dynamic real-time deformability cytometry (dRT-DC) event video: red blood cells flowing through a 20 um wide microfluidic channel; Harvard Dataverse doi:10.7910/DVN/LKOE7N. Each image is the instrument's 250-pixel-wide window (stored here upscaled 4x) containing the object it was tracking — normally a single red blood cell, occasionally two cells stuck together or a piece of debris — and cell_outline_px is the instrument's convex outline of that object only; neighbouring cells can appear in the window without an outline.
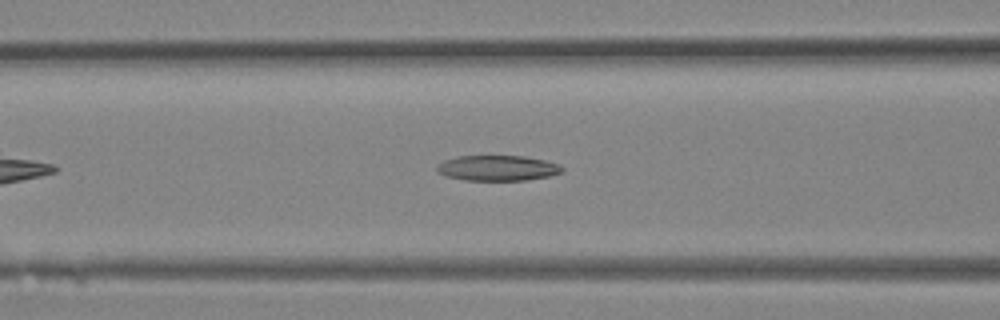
{"species": "Egyptian fruit bat (a non-hibernating species)", "species_latin": "Rousettus aegyptiacus", "temperature_condition": "room temperature", "stored_images_in_passage": 27, "camera_frame_rate_fps": 3000, "um_per_image_px": 0.085, "animal": {"sex": "female"}, "frame": {"image": 1, "passage_image": 7, "time_ms": 2.0, "image_size_px": [1000, 320], "cell_outline_px": [[564, 172], [548, 176], [524, 180], [464, 180], [444, 176], [436, 172], [436, 164], [444, 160], [456, 156], [524, 156], [544, 160], [560, 164], [564, 168]], "centroid_in_image_um": [42.26, 14.28], "position_along_channel_um": 124.3, "area_um2": 18.73}}
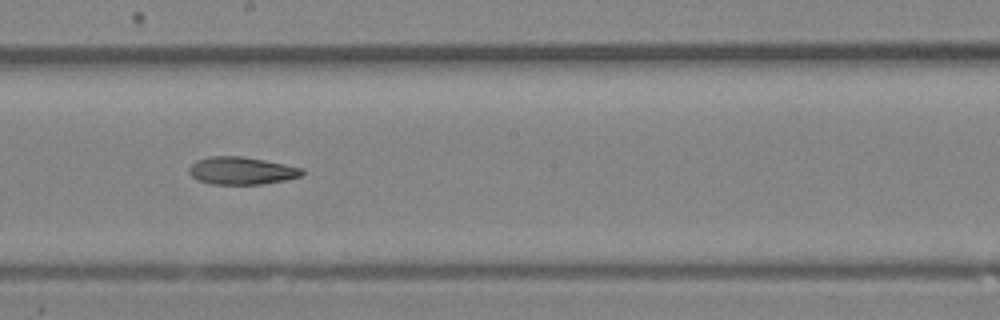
{"frame": {"image": 2, "passage_image": 12, "time_ms": 3.667, "image_size_px": [1000, 320], "cell_outline_px": [[304, 172], [300, 176], [284, 180], [264, 184], [212, 184], [200, 180], [192, 176], [188, 172], [188, 168], [196, 160], [212, 156], [244, 156], [304, 168]], "centroid_in_image_um": [20.53, 14.5], "position_along_channel_um": 227.7, "area_um2": 18.09}}
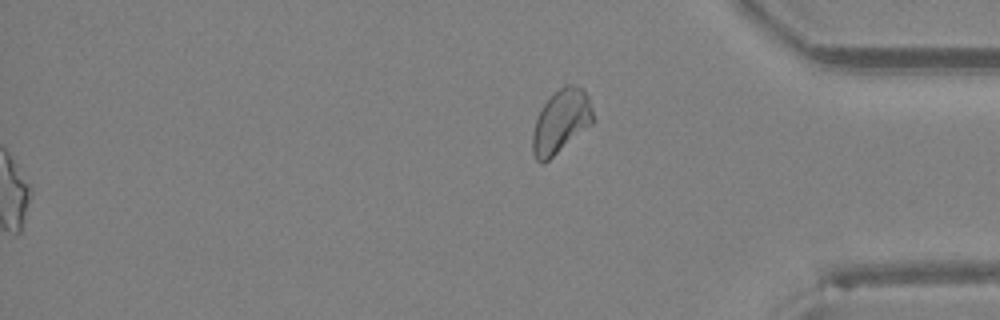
{"frame": {"image": 3, "passage_image": 27, "time_ms": 8.667, "image_size_px": [1000, 320], "cell_outline_px": [[592, 124], [544, 164], [540, 164], [536, 160], [532, 152], [532, 132], [536, 120], [544, 104], [564, 84], [572, 84], [584, 88], [588, 96], [592, 108]], "centroid_in_image_um": [47.67, 10.34], "position_along_channel_um": 387.5, "area_um2": 22.25}}